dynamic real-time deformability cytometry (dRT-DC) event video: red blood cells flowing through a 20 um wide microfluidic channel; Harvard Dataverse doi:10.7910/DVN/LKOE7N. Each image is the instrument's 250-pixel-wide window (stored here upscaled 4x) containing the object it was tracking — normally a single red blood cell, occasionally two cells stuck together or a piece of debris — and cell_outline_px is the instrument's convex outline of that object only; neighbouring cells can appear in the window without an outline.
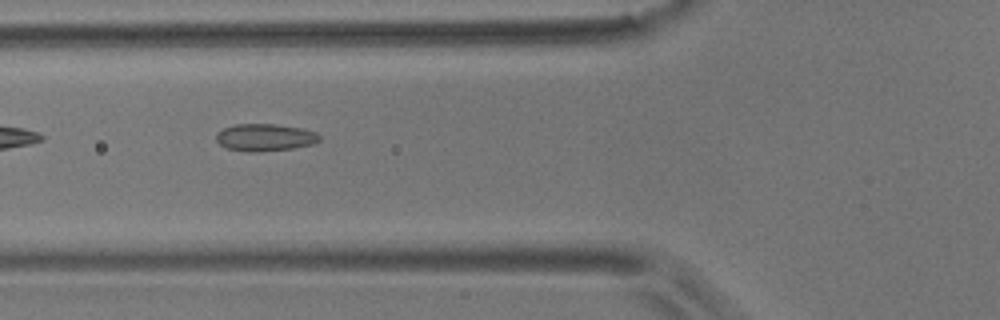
{"species": "common noctule bat (a hibernating species)", "species_latin": "Nyctalus noctula", "temperature_condition": "room temperature", "stored_images_in_passage": 6, "camera_frame_rate_fps": 3000, "um_per_image_px": 0.085, "animal": {"sex": "male", "body_mass_g": 17.9}, "frame": {"image": 1, "passage_image": 2, "time_ms": 0.333, "image_size_px": [1000, 320], "cell_outline_px": [[320, 140], [312, 144], [292, 148], [260, 152], [248, 152], [228, 148], [220, 144], [216, 140], [216, 132], [224, 128], [236, 124], [276, 124], [300, 128], [316, 132], [320, 136]], "centroid_in_image_um": [22.51, 11.68], "position_along_channel_um": 103.3, "area_um2": 16.36}}
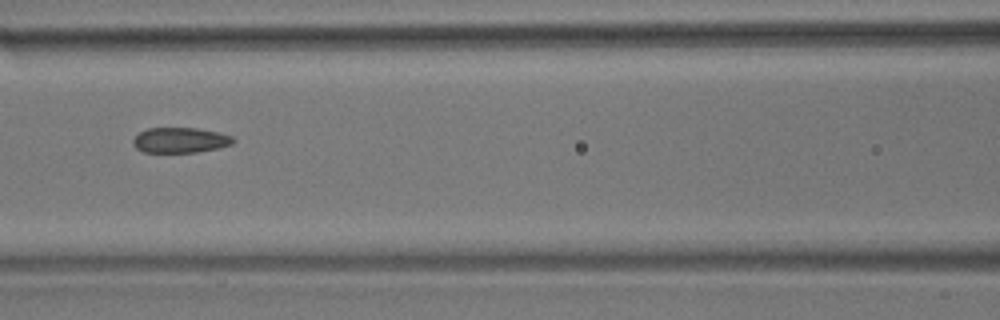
{"frame": {"image": 2, "passage_image": 3, "time_ms": 0.667, "image_size_px": [1000, 320], "cell_outline_px": [[236, 140], [232, 144], [216, 148], [196, 152], [144, 152], [136, 148], [132, 144], [132, 140], [140, 132], [148, 128], [196, 128], [220, 132], [232, 136]], "centroid_in_image_um": [15.32, 11.91], "position_along_channel_um": 151.3, "area_um2": 14.74}}
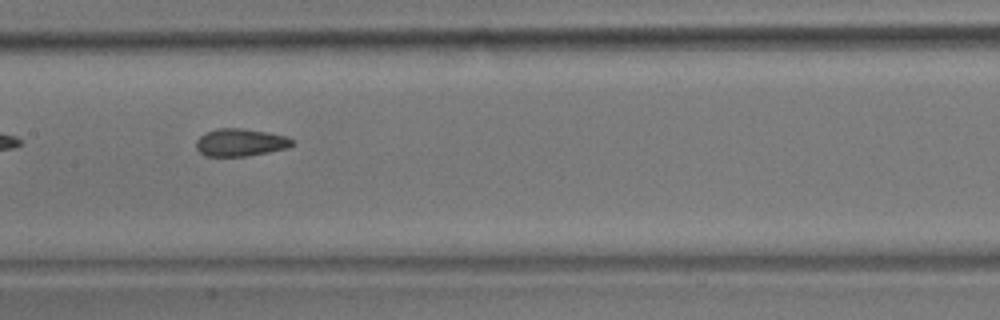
{"frame": {"image": 3, "passage_image": 4, "time_ms": 1.0, "image_size_px": [1000, 320], "cell_outline_px": [[296, 144], [288, 148], [248, 156], [204, 156], [196, 148], [196, 140], [200, 136], [216, 128], [244, 128], [268, 132], [284, 136], [296, 140]], "centroid_in_image_um": [20.47, 12.11], "position_along_channel_um": 186.9, "area_um2": 15.61}}